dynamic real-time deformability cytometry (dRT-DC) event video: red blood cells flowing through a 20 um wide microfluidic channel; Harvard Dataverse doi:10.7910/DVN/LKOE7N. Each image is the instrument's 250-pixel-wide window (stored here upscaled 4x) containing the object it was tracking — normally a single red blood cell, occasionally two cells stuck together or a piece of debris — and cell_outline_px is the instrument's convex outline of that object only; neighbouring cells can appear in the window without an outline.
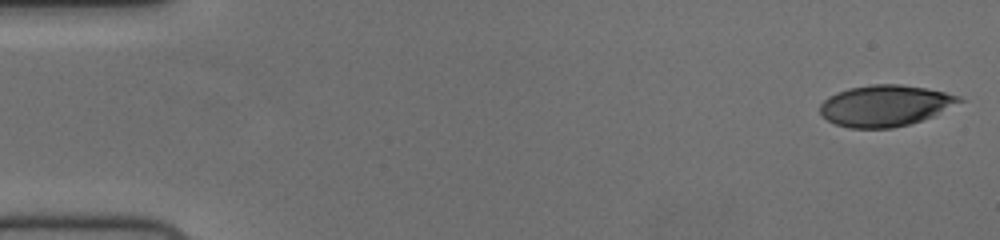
{"species": "human", "species_latin": "Homo sapiens", "temperature_condition": "cold", "stored_images_in_passage": 55, "camera_frame_rate_fps": 3000, "um_per_image_px": 0.085, "donor": {"sex": "female"}, "frame": {"image": 1, "passage_image": 1, "time_ms": 0.0, "image_size_px": [1000, 240], "cell_outline_px": [[964, 100], [932, 116], [908, 124], [892, 128], [848, 128], [836, 124], [828, 120], [820, 112], [820, 104], [828, 96], [836, 92], [848, 88], [872, 84], [900, 84], [924, 88], [944, 92], [960, 96]], "centroid_in_image_um": [75.2, 8.97], "position_along_channel_um": 9.8, "area_um2": 33.18}}
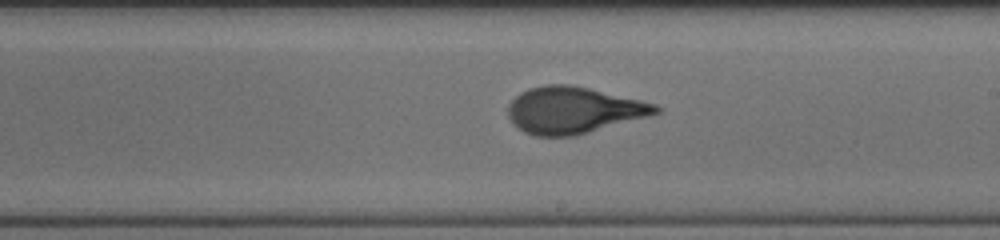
{"frame": {"image": 2, "passage_image": 32, "time_ms": 10.333, "image_size_px": [1000, 240], "cell_outline_px": [[660, 112], [648, 116], [576, 136], [532, 136], [516, 128], [512, 124], [508, 116], [508, 104], [520, 92], [528, 88], [544, 84], [568, 84], [588, 88], [640, 100], [656, 104], [660, 108]], "centroid_in_image_um": [48.68, 9.37], "position_along_channel_um": 240.3, "area_um2": 40.23}}
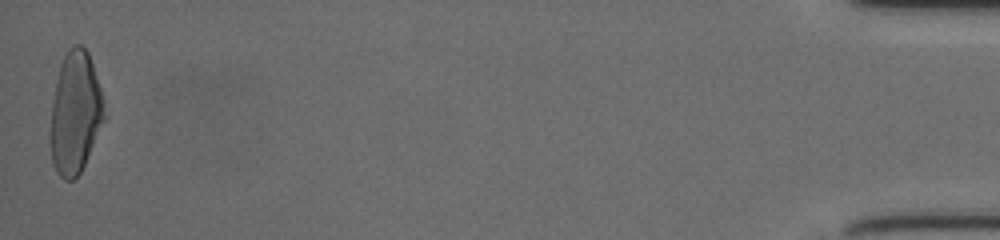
{"frame": {"image": 3, "passage_image": 55, "time_ms": 18.0, "image_size_px": [1000, 240], "cell_outline_px": [[108, 116], [80, 172], [72, 180], [64, 180], [60, 176], [52, 164], [48, 140], [48, 136], [52, 104], [56, 80], [60, 64], [68, 48], [72, 44], [80, 44], [88, 52], [104, 100]], "centroid_in_image_um": [6.39, 9.61], "position_along_channel_um": 428.8, "area_um2": 39.07}, "authors_computed_cell_mechanics": {"area_um2": 38.6104, "velocity_mm_per_s": 3.7277, "shape_relaxation_time_tau1_ms": 3.9554, "shape_relaxation_time_tau2_ms": 0.7935, "deformation_change_tau1": 0.1999, "deformation_change_tau2": 0.0731}}